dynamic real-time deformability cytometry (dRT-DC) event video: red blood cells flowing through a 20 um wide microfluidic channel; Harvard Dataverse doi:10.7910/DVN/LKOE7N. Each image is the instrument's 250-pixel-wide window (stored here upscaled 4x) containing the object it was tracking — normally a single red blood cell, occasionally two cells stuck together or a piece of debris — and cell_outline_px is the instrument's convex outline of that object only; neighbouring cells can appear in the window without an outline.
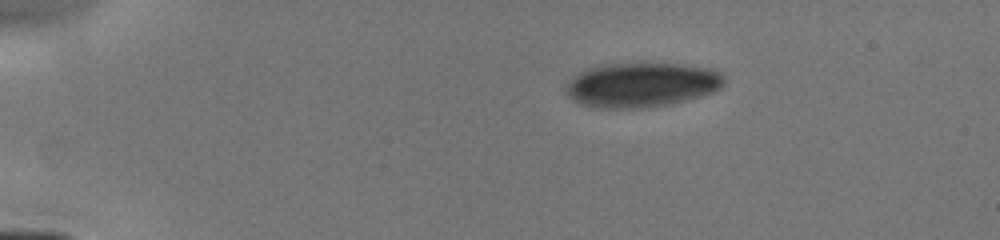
{"species": "human", "species_latin": "Homo sapiens", "temperature_condition": "cold", "stored_images_in_passage": 19, "camera_frame_rate_fps": 3000, "um_per_image_px": 0.085, "donor": {"sex": "male"}, "frame": {"image": 1, "passage_image": 1, "time_ms": 0.0, "image_size_px": [1000, 240], "cell_outline_px": [[724, 84], [720, 88], [712, 92], [700, 96], [668, 104], [640, 108], [600, 108], [580, 104], [572, 100], [568, 96], [564, 88], [572, 76], [588, 68], [600, 64], [676, 64], [708, 68], [720, 72], [724, 76]], "centroid_in_image_um": [54.49, 7.21], "position_along_channel_um": 30.5, "area_um2": 40.92}}
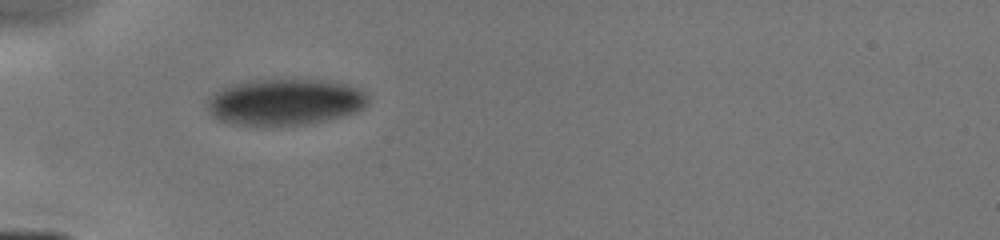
{"frame": {"image": 2, "passage_image": 13, "time_ms": 2.333, "image_size_px": [1000, 240], "cell_outline_px": [[368, 104], [364, 108], [356, 112], [344, 116], [304, 124], [236, 124], [220, 120], [212, 116], [208, 108], [208, 100], [220, 88], [232, 84], [248, 80], [324, 80], [344, 84], [356, 88], [364, 92], [368, 96]], "centroid_in_image_um": [24.24, 8.65], "position_along_channel_um": 60.8, "area_um2": 42.83}}